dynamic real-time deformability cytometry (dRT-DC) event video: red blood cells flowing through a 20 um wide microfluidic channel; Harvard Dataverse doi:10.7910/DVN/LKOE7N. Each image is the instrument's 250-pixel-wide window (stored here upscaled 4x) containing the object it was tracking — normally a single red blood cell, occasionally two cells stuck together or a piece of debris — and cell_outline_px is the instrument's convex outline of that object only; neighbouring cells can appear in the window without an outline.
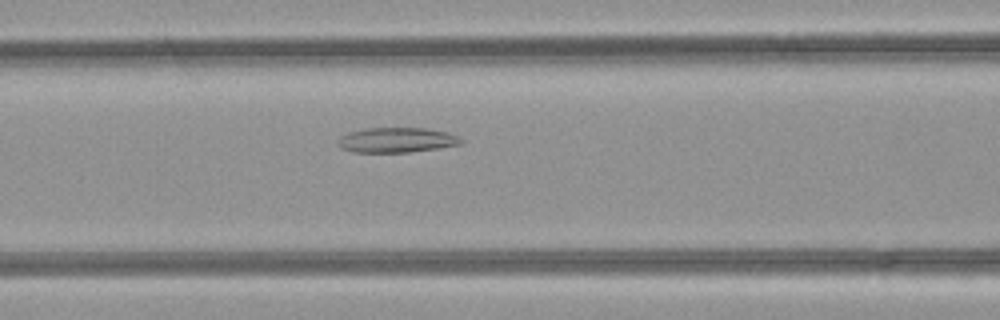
{"species": "common noctule bat (a hibernating species)", "species_latin": "Nyctalus noctula", "temperature_condition": "room temperature", "stored_images_in_passage": 37, "camera_frame_rate_fps": 3000, "um_per_image_px": 0.085, "animal": {"sex": "female", "body_mass_g": 21.9}, "frame": {"image": 1, "passage_image": 13, "time_ms": 4.0, "image_size_px": [1000, 320], "cell_outline_px": [[464, 140], [460, 144], [436, 148], [408, 152], [352, 152], [340, 148], [336, 144], [336, 140], [340, 136], [348, 132], [368, 128], [428, 128], [448, 132]], "centroid_in_image_um": [33.65, 11.9], "position_along_channel_um": 132.9, "area_um2": 17.98}}
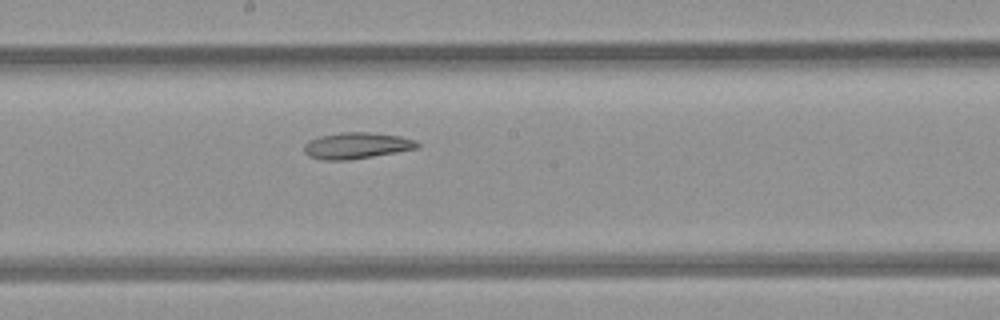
{"frame": {"image": 2, "passage_image": 19, "time_ms": 6.0, "image_size_px": [1000, 320], "cell_outline_px": [[420, 148], [348, 160], [320, 160], [308, 156], [304, 152], [304, 144], [308, 140], [320, 136], [340, 132], [368, 132], [400, 136], [416, 140], [420, 144]], "centroid_in_image_um": [30.3, 12.37], "position_along_channel_um": 217.9, "area_um2": 17.46}}
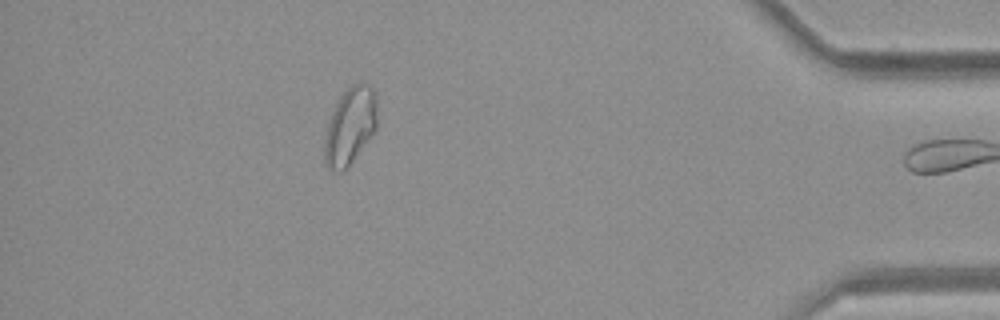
{"frame": {"image": 3, "passage_image": 36, "time_ms": 11.667, "image_size_px": [1000, 320], "cell_outline_px": [[376, 128], [352, 160], [340, 172], [328, 168], [324, 160], [324, 140], [328, 120], [340, 96], [352, 84], [360, 80], [364, 80], [372, 88], [376, 96]], "centroid_in_image_um": [29.74, 10.65], "position_along_channel_um": 405.5, "area_um2": 23.35}}